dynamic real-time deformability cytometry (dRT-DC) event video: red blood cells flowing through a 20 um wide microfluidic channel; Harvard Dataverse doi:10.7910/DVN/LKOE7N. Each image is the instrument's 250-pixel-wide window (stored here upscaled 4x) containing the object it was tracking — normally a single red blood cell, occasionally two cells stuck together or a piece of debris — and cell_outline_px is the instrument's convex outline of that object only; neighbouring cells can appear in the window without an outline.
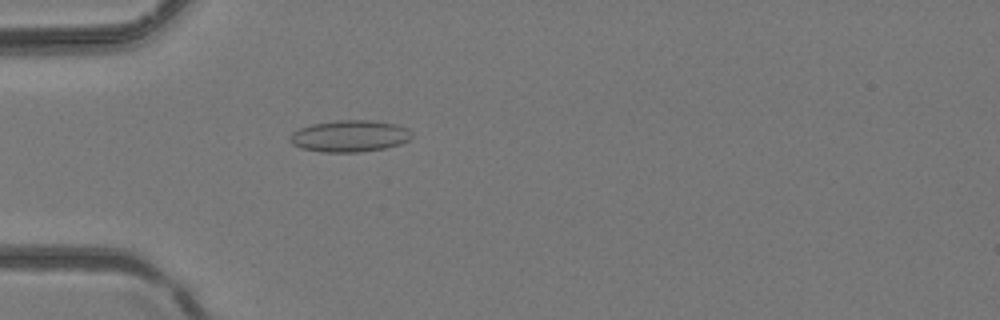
{"species": "common noctule bat (a hibernating species)", "species_latin": "Nyctalus noctula", "temperature_condition": "room temperature", "stored_images_in_passage": 43, "camera_frame_rate_fps": 3000, "um_per_image_px": 0.085, "animal": {"sex": "female", "body_mass_g": 24.6, "forearm_length_mm": 56.2}, "frame": {"image": 1, "passage_image": 14, "time_ms": 4.333, "image_size_px": [1000, 320], "cell_outline_px": [[412, 136], [408, 140], [400, 144], [384, 148], [360, 152], [320, 152], [300, 148], [292, 144], [288, 140], [288, 136], [292, 132], [300, 128], [312, 124], [336, 120], [368, 120], [396, 124], [408, 128], [412, 132]], "centroid_in_image_um": [29.69, 11.57], "position_along_channel_um": 55.3, "area_um2": 22.66}}
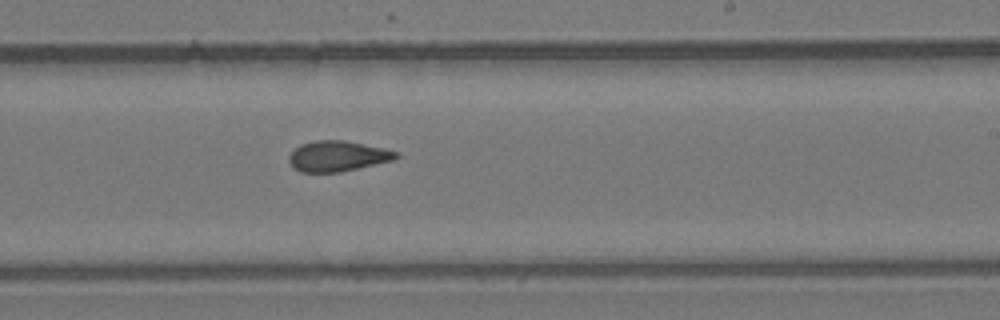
{"frame": {"image": 2, "passage_image": 27, "time_ms": 8.667, "image_size_px": [1000, 320], "cell_outline_px": [[400, 156], [392, 160], [340, 172], [300, 172], [292, 168], [288, 160], [288, 156], [300, 144], [316, 140], [344, 140], [384, 148], [396, 152]], "centroid_in_image_um": [28.65, 13.27], "position_along_channel_um": 260.4, "area_um2": 18.96}}
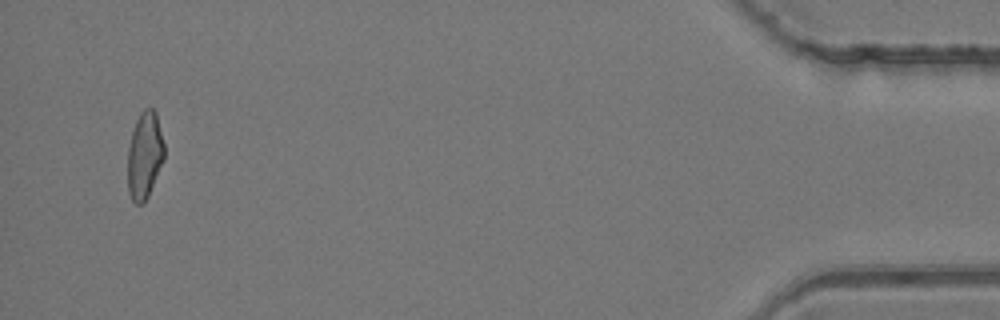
{"frame": {"image": 3, "passage_image": 42, "time_ms": 13.667, "image_size_px": [1000, 320], "cell_outline_px": [[164, 160], [148, 196], [144, 204], [136, 204], [132, 200], [128, 192], [128, 148], [132, 132], [136, 120], [140, 112], [144, 108], [152, 108], [156, 112], [164, 144]], "centroid_in_image_um": [12.29, 13.21], "position_along_channel_um": 422.9, "area_um2": 18.61}}